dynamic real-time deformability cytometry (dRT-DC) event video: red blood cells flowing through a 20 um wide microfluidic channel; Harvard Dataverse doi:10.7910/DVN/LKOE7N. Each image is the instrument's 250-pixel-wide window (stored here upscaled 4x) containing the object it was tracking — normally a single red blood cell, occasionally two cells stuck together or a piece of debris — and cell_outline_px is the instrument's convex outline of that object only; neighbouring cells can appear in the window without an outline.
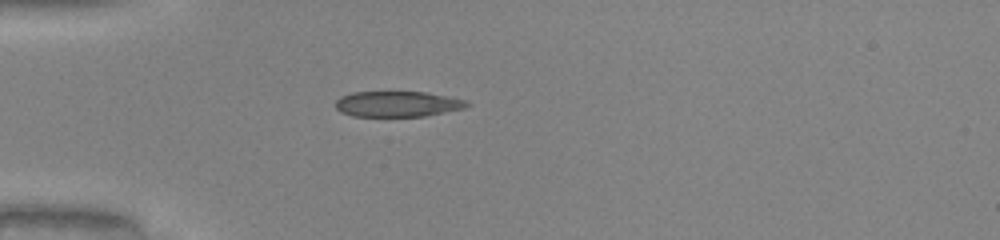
{"species": "common noctule bat (a hibernating species)", "species_latin": "Nyctalus noctula", "temperature_condition": "warm", "stored_images_in_passage": 36, "camera_frame_rate_fps": 3000, "um_per_image_px": 0.085, "animal": {"sex": "male", "body_mass_g": 20.0, "forearm_length_mm": 53.3}, "frame": {"image": 1, "passage_image": 1, "time_ms": 0.0, "image_size_px": [1000, 240], "cell_outline_px": [[472, 104], [464, 108], [424, 116], [352, 116], [340, 112], [336, 108], [336, 100], [340, 96], [352, 92], [428, 92], [464, 100]], "centroid_in_image_um": [33.76, 8.84], "position_along_channel_um": 51.2, "area_um2": 19.54}}
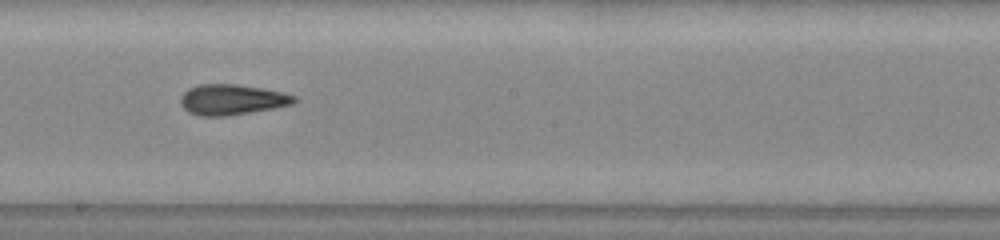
{"frame": {"image": 2, "passage_image": 15, "time_ms": 4.667, "image_size_px": [1000, 240], "cell_outline_px": [[300, 100], [292, 104], [272, 108], [224, 116], [200, 116], [188, 112], [180, 104], [180, 96], [188, 88], [200, 84], [236, 84], [260, 88], [280, 92], [296, 96]], "centroid_in_image_um": [19.68, 8.46], "position_along_channel_um": 228.5, "area_um2": 20.06}}
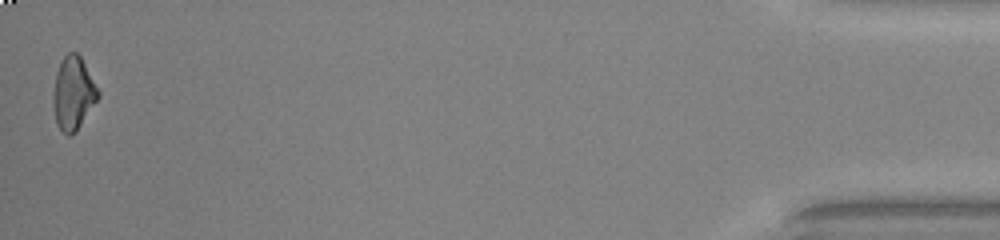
{"frame": {"image": 3, "passage_image": 36, "time_ms": 11.667, "image_size_px": [1000, 240], "cell_outline_px": [[100, 96], [76, 132], [72, 136], [68, 136], [56, 124], [52, 104], [52, 100], [56, 72], [60, 60], [68, 52], [76, 52], [80, 56], [100, 92]], "centroid_in_image_um": [6.21, 7.94], "position_along_channel_um": 429.0, "area_um2": 19.25}, "authors_computed_cell_mechanics": {"area_um2": 19.6809, "velocity_mm_per_s": 4.1254, "shape_relaxation_time_tau1_ms": 6.0886, "shape_relaxation_time_tau2_ms": 1.8924, "deformation_change_tau1": 0.2225, "deformation_change_tau2": 0.0998}}